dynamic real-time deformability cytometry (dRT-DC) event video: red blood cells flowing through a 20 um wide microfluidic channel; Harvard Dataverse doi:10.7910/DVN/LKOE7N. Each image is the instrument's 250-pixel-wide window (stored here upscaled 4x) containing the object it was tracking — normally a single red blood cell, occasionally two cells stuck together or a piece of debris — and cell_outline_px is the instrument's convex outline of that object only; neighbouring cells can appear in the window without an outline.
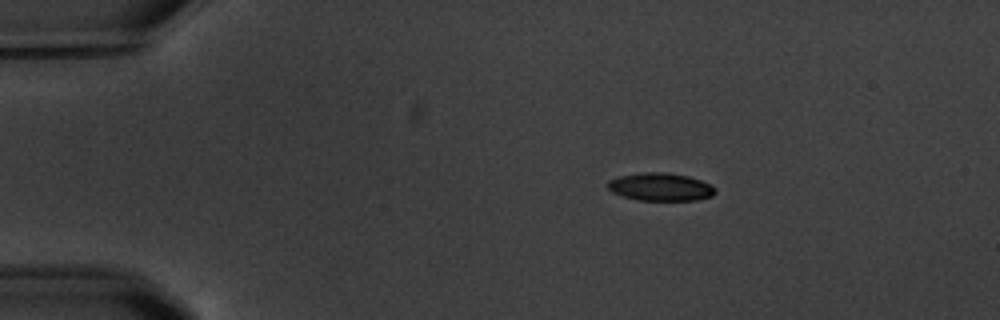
{"species": "common noctule bat (a hibernating species)", "species_latin": "Nyctalus noctula", "temperature_condition": "warm", "stored_images_in_passage": 4, "camera_frame_rate_fps": 3000, "um_per_image_px": 0.085, "animal": {"sex": "male", "body_mass_g": 20.1, "forearm_length_mm": 53.5}, "frame": {"image": 1, "passage_image": 2, "time_ms": 2.0, "image_size_px": [1000, 320], "cell_outline_px": [[716, 192], [712, 196], [696, 200], [636, 200], [612, 192], [608, 188], [608, 180], [620, 176], [644, 172], [668, 172], [688, 176], [712, 184], [716, 188]], "centroid_in_image_um": [56.17, 15.88], "position_along_channel_um": 28.8, "area_um2": 17.51}}